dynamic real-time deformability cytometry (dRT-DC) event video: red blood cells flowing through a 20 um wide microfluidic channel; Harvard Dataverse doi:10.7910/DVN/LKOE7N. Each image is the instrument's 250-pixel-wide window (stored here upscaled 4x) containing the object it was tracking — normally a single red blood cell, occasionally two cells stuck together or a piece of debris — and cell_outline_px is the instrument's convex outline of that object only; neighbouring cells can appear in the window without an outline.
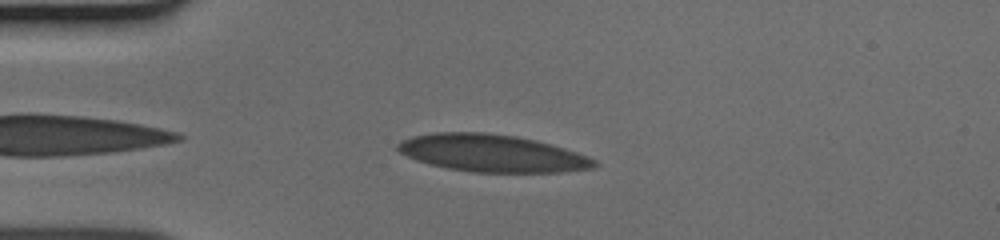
{"species": "human", "species_latin": "Homo sapiens", "temperature_condition": "cold", "stored_images_in_passage": 37, "camera_frame_rate_fps": 3000, "um_per_image_px": 0.085, "donor": {"sex": "male"}, "frame": {"image": 1, "passage_image": 3, "time_ms": 0.667, "image_size_px": [1000, 240], "cell_outline_px": [[596, 164], [592, 168], [560, 172], [472, 172], [448, 168], [428, 164], [416, 160], [400, 152], [396, 148], [396, 144], [400, 140], [412, 136], [436, 132], [484, 132], [516, 136], [536, 140], [564, 148], [588, 156], [596, 160]], "centroid_in_image_um": [41.78, 13.02], "position_along_channel_um": 43.2, "area_um2": 42.71}}
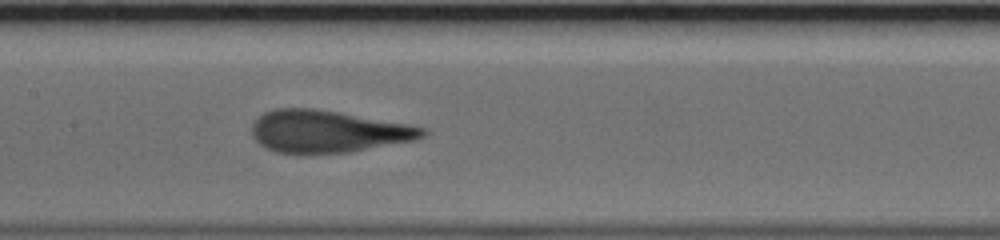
{"frame": {"image": 2, "passage_image": 15, "time_ms": 4.667, "image_size_px": [1000, 240], "cell_outline_px": [[428, 132], [424, 136], [416, 140], [348, 152], [276, 152], [264, 148], [252, 136], [252, 124], [264, 112], [276, 108], [312, 108], [408, 124], [424, 128]], "centroid_in_image_um": [27.85, 11.16], "position_along_channel_um": 179.6, "area_um2": 41.33}}
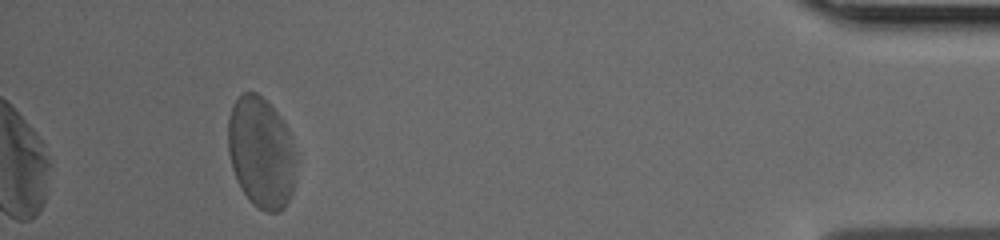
{"frame": {"image": 3, "passage_image": 37, "time_ms": 12.0, "image_size_px": [1000, 240], "cell_outline_px": [[292, 192], [284, 208], [276, 212], [268, 212], [252, 204], [240, 188], [236, 180], [232, 168], [228, 152], [228, 120], [232, 104], [244, 92], [256, 92], [280, 116], [288, 132], [292, 152]], "centroid_in_image_um": [22.12, 12.96], "position_along_channel_um": 413.1, "area_um2": 42.95}}